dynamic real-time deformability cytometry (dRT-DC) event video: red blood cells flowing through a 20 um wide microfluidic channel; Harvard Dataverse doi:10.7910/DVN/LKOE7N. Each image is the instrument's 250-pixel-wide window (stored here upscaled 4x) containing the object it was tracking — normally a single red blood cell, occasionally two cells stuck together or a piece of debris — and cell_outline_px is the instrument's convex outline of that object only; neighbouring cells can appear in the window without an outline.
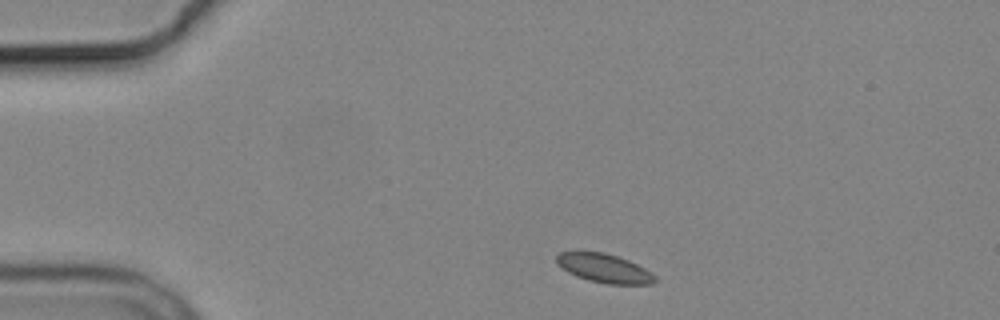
{"species": "common noctule bat (a hibernating species)", "species_latin": "Nyctalus noctula", "temperature_condition": "cold", "stored_images_in_passage": 5, "camera_frame_rate_fps": 3000, "um_per_image_px": 0.085, "animal": {"sex": "male", "body_mass_g": 19.2, "forearm_length_mm": 51.8}, "frame": {"image": 1, "passage_image": 1, "time_ms": 0.0, "image_size_px": [1000, 320], "cell_outline_px": [[656, 280], [652, 284], [608, 284], [588, 280], [576, 276], [568, 272], [556, 260], [556, 256], [560, 252], [604, 252], [628, 260], [652, 272], [656, 276]], "centroid_in_image_um": [51.4, 22.81], "position_along_channel_um": 33.6, "area_um2": 16.3}}
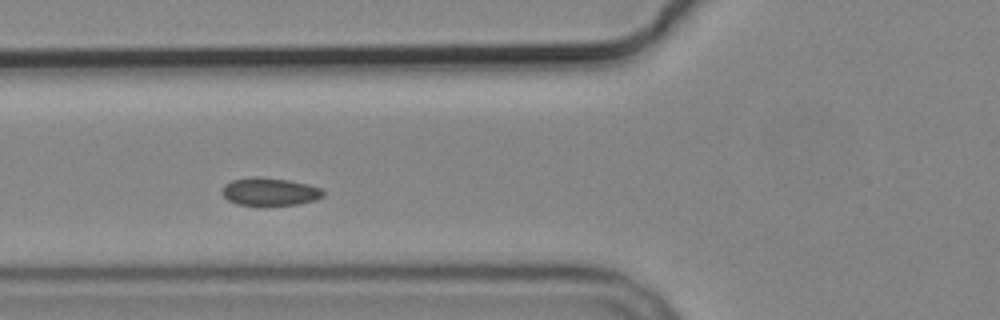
{"frame": {"image": 2, "passage_image": 4, "time_ms": 3.333, "image_size_px": [1000, 320], "cell_outline_px": [[324, 196], [316, 200], [296, 204], [236, 204], [228, 200], [220, 192], [224, 184], [232, 180], [288, 180], [308, 184], [320, 188], [324, 192]], "centroid_in_image_um": [22.96, 16.33], "position_along_channel_um": 102.8, "area_um2": 15.37}}
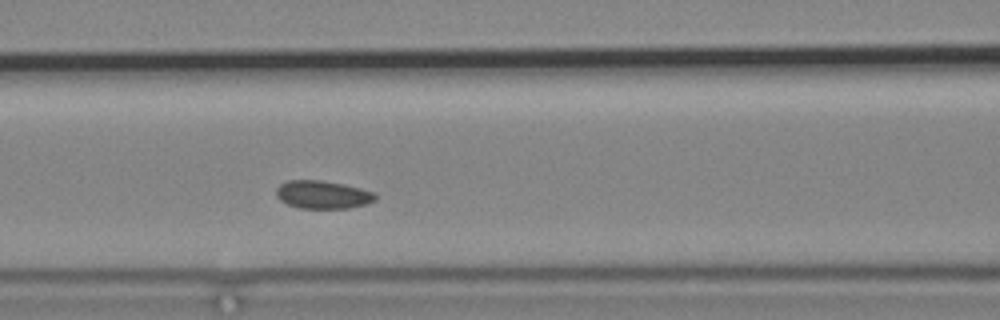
{"frame": {"image": 3, "passage_image": 5, "time_ms": 4.333, "image_size_px": [1000, 320], "cell_outline_px": [[376, 200], [368, 204], [348, 208], [300, 208], [288, 204], [280, 200], [276, 196], [276, 188], [280, 184], [288, 180], [320, 180], [344, 184], [376, 192]], "centroid_in_image_um": [27.45, 16.54], "position_along_channel_um": 139.1, "area_um2": 16.3}}